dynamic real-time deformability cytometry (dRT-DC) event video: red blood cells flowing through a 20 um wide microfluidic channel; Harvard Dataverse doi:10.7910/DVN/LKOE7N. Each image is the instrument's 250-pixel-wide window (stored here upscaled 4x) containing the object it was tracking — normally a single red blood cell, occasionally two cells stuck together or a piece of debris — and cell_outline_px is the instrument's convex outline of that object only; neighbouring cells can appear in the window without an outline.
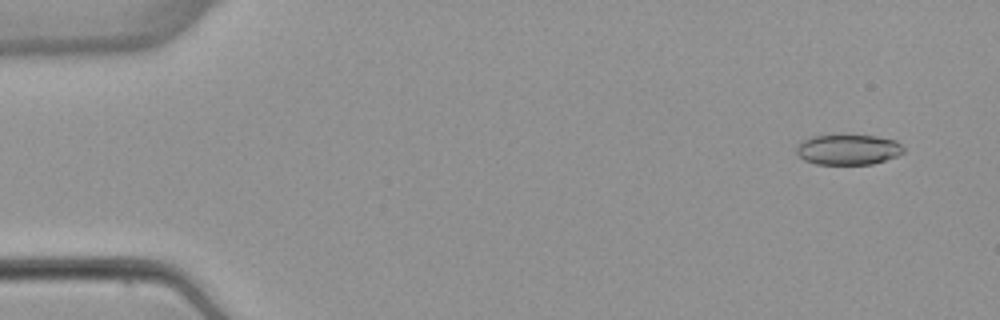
{"species": "common noctule bat (a hibernating species)", "species_latin": "Nyctalus noctula", "temperature_condition": "warm", "stored_images_in_passage": 5, "camera_frame_rate_fps": 3000, "um_per_image_px": 0.085, "animal": {"sex": "female", "body_mass_g": 22.7, "forearm_length_mm": 54.2}, "frame": {"image": 1, "passage_image": 1, "time_ms": 0.0, "image_size_px": [1000, 320], "cell_outline_px": [[904, 152], [896, 156], [872, 164], [816, 164], [804, 160], [796, 152], [796, 148], [808, 136], [876, 136], [896, 140], [904, 148]], "centroid_in_image_um": [72.1, 12.72], "position_along_channel_um": 12.9, "area_um2": 18.67}}
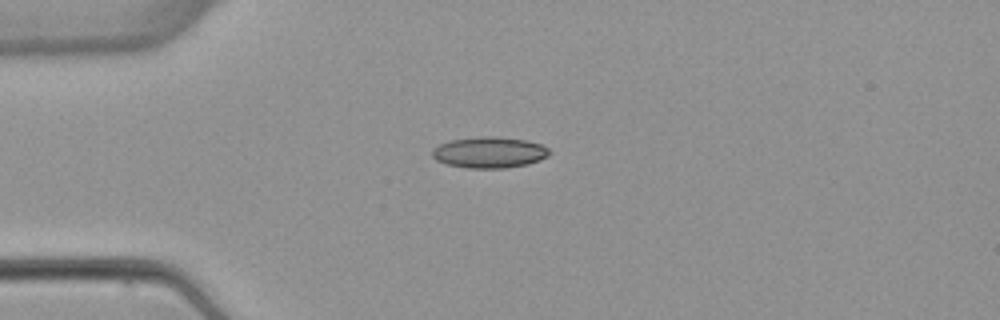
{"frame": {"image": 2, "passage_image": 3, "time_ms": 3.333, "image_size_px": [1000, 320], "cell_outline_px": [[552, 152], [548, 156], [540, 160], [528, 164], [504, 168], [468, 168], [448, 164], [436, 160], [432, 156], [432, 148], [440, 144], [452, 140], [484, 136], [492, 136], [524, 140], [540, 144], [548, 148]], "centroid_in_image_um": [41.61, 12.96], "position_along_channel_um": 43.4, "area_um2": 21.1}}
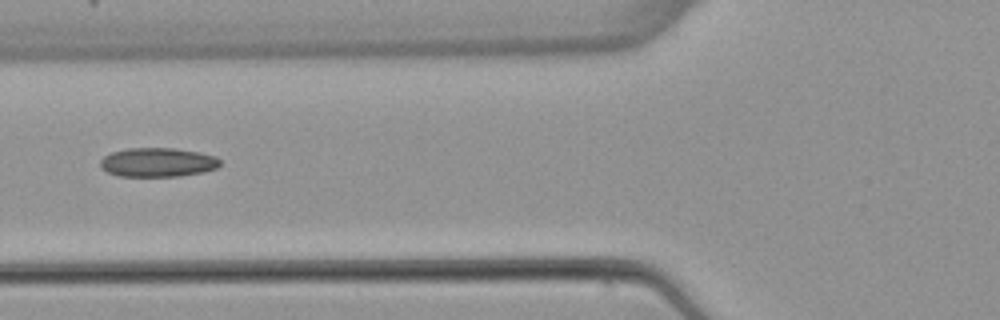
{"frame": {"image": 3, "passage_image": 5, "time_ms": 5.667, "image_size_px": [1000, 320], "cell_outline_px": [[220, 164], [216, 168], [204, 172], [180, 176], [116, 176], [100, 168], [100, 160], [104, 156], [112, 152], [128, 148], [172, 148], [196, 152], [216, 156], [220, 160]], "centroid_in_image_um": [13.38, 13.8], "position_along_channel_um": 112.4, "area_um2": 20.29}}